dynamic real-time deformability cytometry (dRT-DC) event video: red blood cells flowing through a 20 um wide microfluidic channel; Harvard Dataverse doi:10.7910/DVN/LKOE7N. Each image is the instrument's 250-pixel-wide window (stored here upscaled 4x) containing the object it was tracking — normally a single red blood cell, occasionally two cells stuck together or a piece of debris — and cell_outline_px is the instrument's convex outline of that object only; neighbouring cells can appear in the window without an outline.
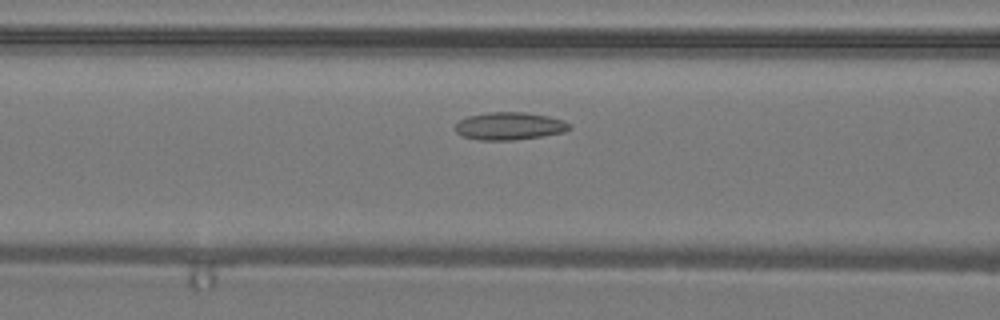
{"species": "common noctule bat (a hibernating species)", "species_latin": "Nyctalus noctula", "temperature_condition": "warm", "stored_images_in_passage": 15, "camera_frame_rate_fps": 3000, "um_per_image_px": 0.085, "animal": {"sex": "male", "body_mass_g": 19.2, "forearm_length_mm": 51.8}, "frame": {"image": 1, "passage_image": 12, "time_ms": 3.667, "image_size_px": [1000, 320], "cell_outline_px": [[572, 128], [564, 132], [544, 136], [512, 140], [480, 140], [464, 136], [456, 132], [456, 124], [460, 120], [468, 116], [492, 108], [524, 112], [548, 116], [564, 120], [572, 124]], "centroid_in_image_um": [43.31, 10.66], "position_along_channel_um": 123.3, "area_um2": 19.19}}
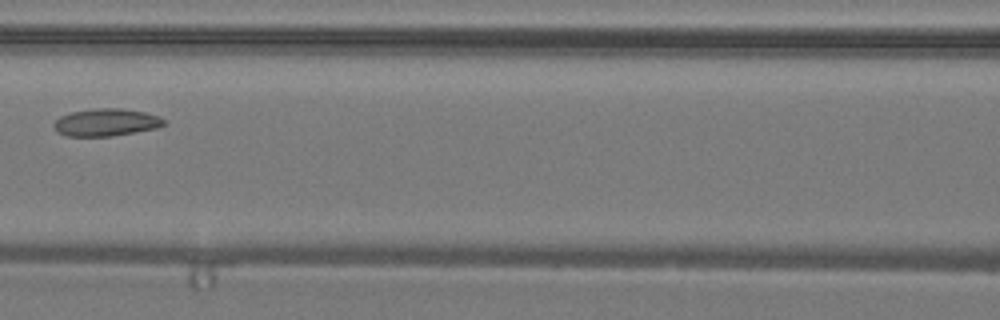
{"frame": {"image": 2, "passage_image": 14, "time_ms": 4.333, "image_size_px": [1000, 320], "cell_outline_px": [[168, 124], [156, 128], [112, 136], [68, 136], [56, 132], [52, 124], [60, 116], [68, 112], [92, 108], [124, 108], [144, 112], [160, 116], [168, 120]], "centroid_in_image_um": [9.03, 10.39], "position_along_channel_um": 157.6, "area_um2": 17.98}}